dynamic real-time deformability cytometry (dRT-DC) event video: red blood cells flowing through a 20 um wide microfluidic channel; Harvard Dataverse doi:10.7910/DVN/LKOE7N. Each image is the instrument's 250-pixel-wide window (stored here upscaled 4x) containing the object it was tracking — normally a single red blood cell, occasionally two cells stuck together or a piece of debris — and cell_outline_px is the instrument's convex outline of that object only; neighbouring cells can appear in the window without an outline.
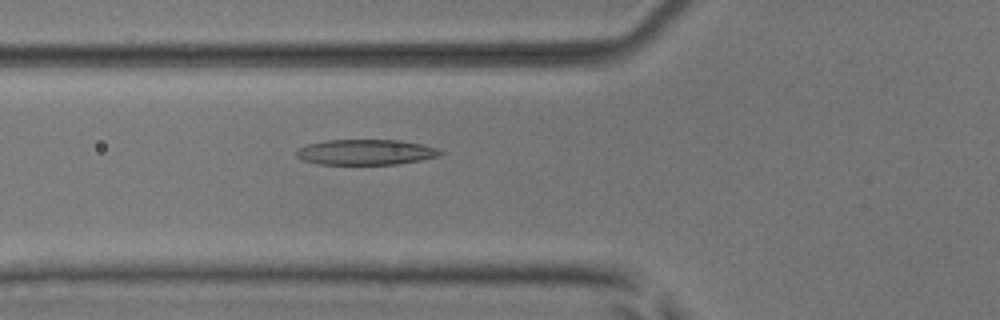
{"species": "common noctule bat (a hibernating species)", "species_latin": "Nyctalus noctula", "temperature_condition": "room temperature", "stored_images_in_passage": 36, "camera_frame_rate_fps": 3000, "um_per_image_px": 0.085, "animal": {"sex": "male", "body_mass_g": 17.9, "forearm_length_mm": 54.2}, "frame": {"image": 1, "passage_image": 4, "time_ms": 1.0, "image_size_px": [1000, 320], "cell_outline_px": [[444, 152], [440, 156], [400, 164], [316, 164], [304, 160], [296, 156], [296, 148], [308, 144], [328, 140], [400, 140], [424, 144], [440, 148]], "centroid_in_image_um": [31.14, 12.93], "position_along_channel_um": 94.7, "area_um2": 21.56}}
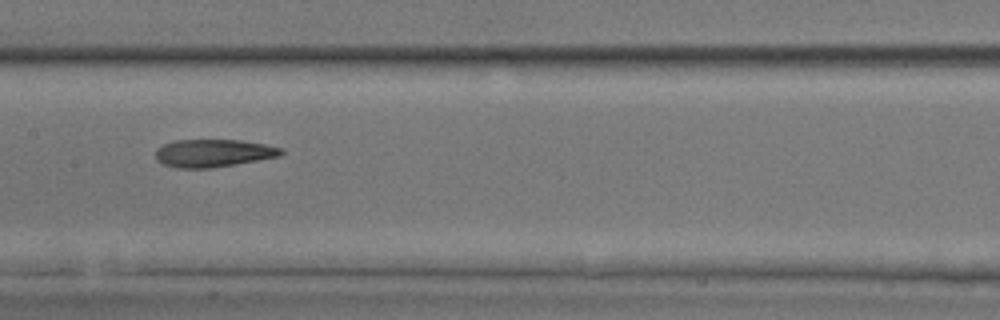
{"frame": {"image": 2, "passage_image": 11, "time_ms": 3.333, "image_size_px": [1000, 320], "cell_outline_px": [[284, 152], [280, 156], [212, 168], [176, 168], [164, 164], [156, 160], [156, 148], [172, 140], [240, 140], [264, 144], [284, 148]], "centroid_in_image_um": [18.12, 13.01], "position_along_channel_um": 189.3, "area_um2": 20.35}}
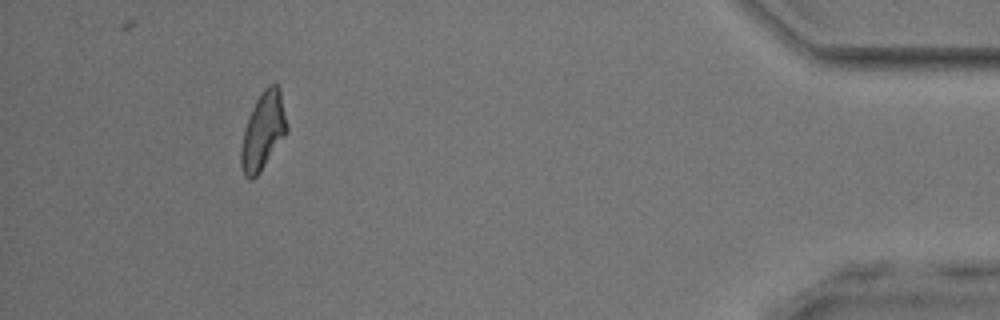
{"frame": {"image": 3, "passage_image": 32, "time_ms": 10.333, "image_size_px": [1000, 320], "cell_outline_px": [[288, 132], [260, 172], [252, 180], [248, 180], [244, 176], [240, 168], [240, 148], [244, 128], [248, 116], [256, 100], [264, 88], [268, 84], [276, 84], [280, 88], [288, 128]], "centroid_in_image_um": [22.34, 11.17], "position_along_channel_um": 412.9, "area_um2": 20.98}, "authors_computed_cell_mechanics": {"area_um2": 20.6635, "velocity_mm_per_s": 4.049, "shape_relaxation_time_tau1_ms": 8.5892, "shape_relaxation_time_tau2_ms": 2.5942, "deformation_change_tau1": 0.2405, "deformation_change_tau2": 0.1198}}